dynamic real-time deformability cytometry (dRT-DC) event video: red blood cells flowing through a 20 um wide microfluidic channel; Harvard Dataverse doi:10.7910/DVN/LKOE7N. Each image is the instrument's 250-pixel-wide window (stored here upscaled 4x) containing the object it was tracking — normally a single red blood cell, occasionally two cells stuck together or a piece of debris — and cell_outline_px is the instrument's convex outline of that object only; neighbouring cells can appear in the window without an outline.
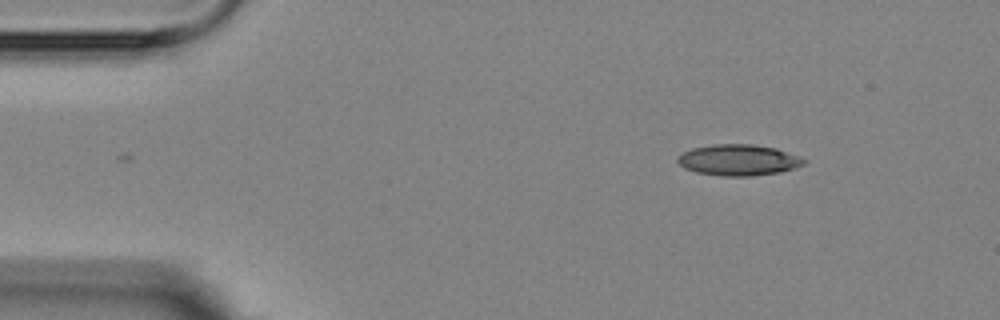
{"species": "Egyptian fruit bat (a non-hibernating species)", "species_latin": "Rousettus aegyptiacus", "temperature_condition": "room temperature", "stored_images_in_passage": 6, "camera_frame_rate_fps": 3000, "um_per_image_px": 0.085, "animal": {"sex": "female"}, "frame": {"image": 1, "passage_image": 1, "time_ms": 0.0, "image_size_px": [1000, 320], "cell_outline_px": [[808, 160], [804, 164], [796, 168], [780, 172], [752, 176], [724, 176], [696, 172], [684, 168], [676, 160], [676, 156], [692, 148], [712, 144], [752, 144], [776, 148]], "centroid_in_image_um": [62.76, 13.6], "position_along_channel_um": 22.2, "area_um2": 22.95}}
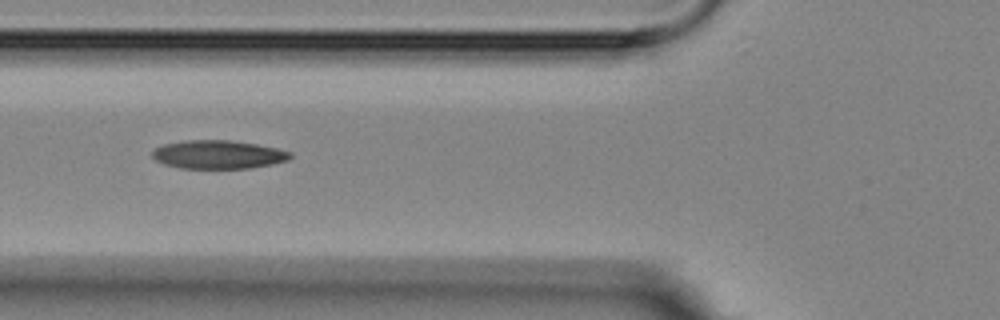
{"frame": {"image": 2, "passage_image": 4, "time_ms": 4.333, "image_size_px": [1000, 320], "cell_outline_px": [[292, 156], [288, 160], [272, 164], [252, 168], [180, 168], [164, 164], [156, 160], [152, 156], [152, 152], [156, 148], [164, 144], [188, 140], [228, 140], [256, 144], [276, 148], [292, 152]], "centroid_in_image_um": [18.56, 13.14], "position_along_channel_um": 107.2, "area_um2": 22.77}}
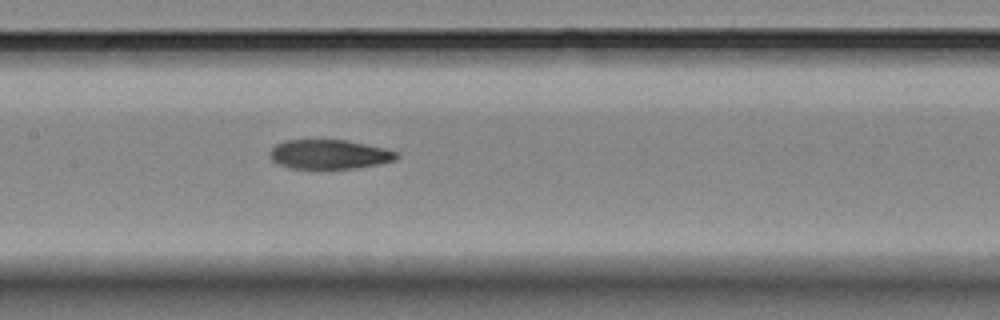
{"frame": {"image": 3, "passage_image": 6, "time_ms": 6.333, "image_size_px": [1000, 320], "cell_outline_px": [[400, 156], [396, 160], [356, 168], [288, 168], [272, 160], [272, 148], [276, 144], [284, 140], [348, 140], [384, 148], [400, 152]], "centroid_in_image_um": [28.05, 13.11], "position_along_channel_um": 179.4, "area_um2": 21.5}}